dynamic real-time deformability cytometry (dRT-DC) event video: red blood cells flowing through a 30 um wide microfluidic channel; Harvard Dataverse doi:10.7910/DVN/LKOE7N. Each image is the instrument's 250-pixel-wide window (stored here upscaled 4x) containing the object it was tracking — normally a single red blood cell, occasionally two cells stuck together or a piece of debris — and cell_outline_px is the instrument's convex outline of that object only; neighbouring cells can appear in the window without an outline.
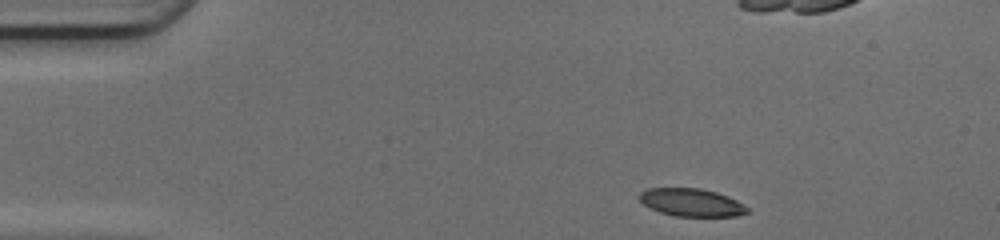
{"species": "common noctule bat (a hibernating species)", "species_latin": "Nyctalus noctula", "temperature_condition": "cold", "stored_images_in_passage": 37, "camera_frame_rate_fps": 3000, "um_per_image_px": 0.085, "animal": {"sex": "female", "body_mass_g": 17.0, "forearm_length_mm": 48.0}, "frame": {"image": 1, "passage_image": 1, "time_ms": 0.0, "image_size_px": [1000, 240], "cell_outline_px": [[748, 212], [736, 216], [676, 216], [660, 212], [648, 208], [640, 200], [640, 192], [648, 188], [700, 188], [716, 192], [728, 196], [744, 204], [748, 208]], "centroid_in_image_um": [58.77, 17.21], "position_along_channel_um": 26.2, "area_um2": 17.46}}
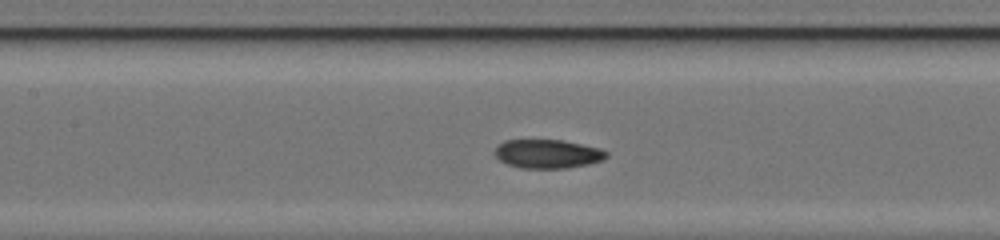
{"frame": {"image": 2, "passage_image": 16, "time_ms": 5.0, "image_size_px": [1000, 240], "cell_outline_px": [[608, 156], [604, 160], [588, 164], [568, 168], [520, 168], [508, 164], [500, 160], [496, 156], [496, 144], [504, 140], [564, 140], [600, 148], [608, 152]], "centroid_in_image_um": [46.57, 13.07], "position_along_channel_um": 160.8, "area_um2": 18.84}}
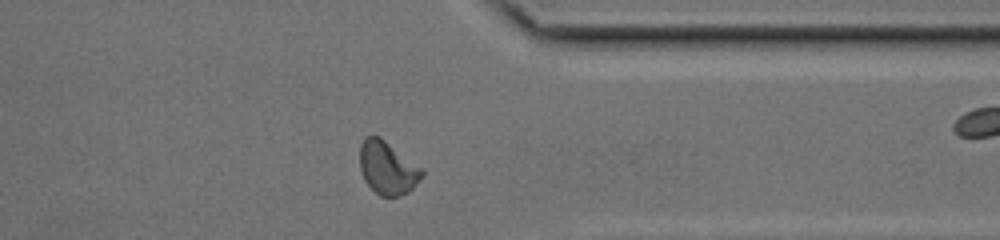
{"frame": {"image": 3, "passage_image": 32, "time_ms": 10.333, "image_size_px": [1000, 240], "cell_outline_px": [[424, 176], [408, 192], [396, 196], [380, 196], [364, 180], [360, 168], [360, 144], [364, 136], [380, 136], [424, 168]], "centroid_in_image_um": [32.96, 14.24], "position_along_channel_um": 378.4, "area_um2": 19.42}, "authors_computed_cell_mechanics": {"area_um2": 19.0162, "velocity_mm_per_s": 4.1972, "shape_relaxation_time_tau1_ms": 6.7214, "shape_relaxation_time_tau2_ms": 1.687, "deformation_change_tau1": 0.1691, "deformation_change_tau2": 0.0616}}